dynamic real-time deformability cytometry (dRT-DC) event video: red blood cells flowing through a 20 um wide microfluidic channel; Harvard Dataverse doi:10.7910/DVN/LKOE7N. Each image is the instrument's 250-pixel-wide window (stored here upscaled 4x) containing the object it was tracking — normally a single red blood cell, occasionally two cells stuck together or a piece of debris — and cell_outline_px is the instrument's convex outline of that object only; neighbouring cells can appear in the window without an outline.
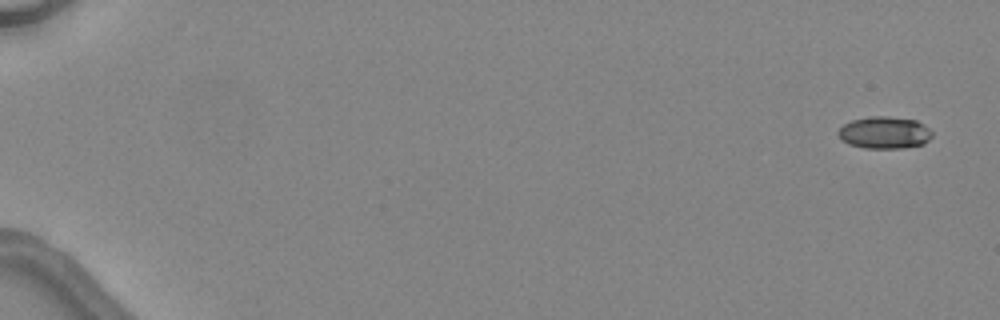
{"species": "common noctule bat (a hibernating species)", "species_latin": "Nyctalus noctula", "temperature_condition": "warm", "stored_images_in_passage": 5, "camera_frame_rate_fps": 3000, "um_per_image_px": 0.085, "animal": {"sex": "female", "body_mass_g": 24.6, "forearm_length_mm": 56.2}, "frame": {"image": 1, "passage_image": 1, "time_ms": 0.0, "image_size_px": [1000, 320], "cell_outline_px": [[932, 136], [924, 144], [904, 148], [864, 148], [848, 144], [840, 140], [836, 132], [844, 124], [852, 120], [868, 116], [888, 116], [916, 120], [924, 124], [932, 132]], "centroid_in_image_um": [75.16, 11.27], "position_along_channel_um": 9.8, "area_um2": 17.8}}
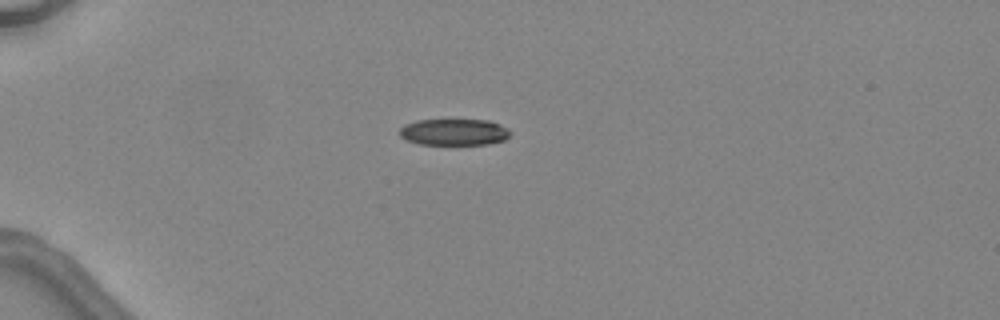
{"frame": {"image": 2, "passage_image": 4, "time_ms": 4.333, "image_size_px": [1000, 320], "cell_outline_px": [[512, 132], [504, 140], [488, 144], [420, 144], [408, 140], [400, 136], [400, 128], [404, 124], [416, 120], [488, 120], [500, 124], [508, 128]], "centroid_in_image_um": [38.61, 11.22], "position_along_channel_um": 46.4, "area_um2": 17.05}}